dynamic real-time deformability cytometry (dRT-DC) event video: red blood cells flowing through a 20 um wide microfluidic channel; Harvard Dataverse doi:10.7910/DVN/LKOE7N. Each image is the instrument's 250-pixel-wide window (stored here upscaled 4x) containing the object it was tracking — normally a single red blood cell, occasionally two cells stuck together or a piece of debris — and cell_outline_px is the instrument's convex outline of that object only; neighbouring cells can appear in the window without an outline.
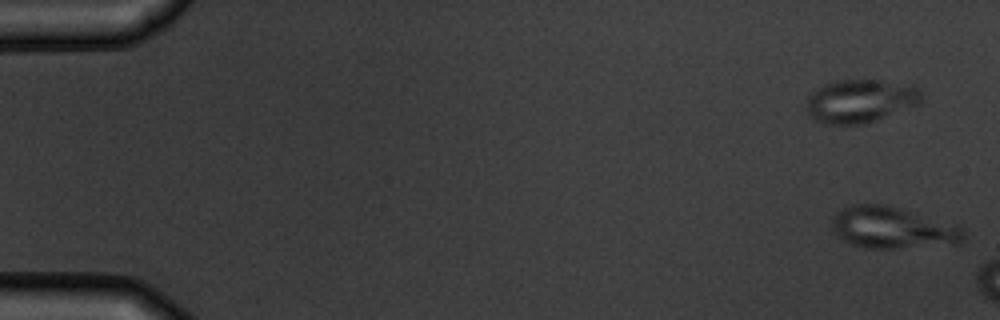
{"species": "common noctule bat (a hibernating species)", "species_latin": "Nyctalus noctula", "temperature_condition": "warm", "stored_images_in_passage": 4, "camera_frame_rate_fps": 3000, "um_per_image_px": 0.085, "animal": {"sex": "male", "body_mass_g": 19.5, "forearm_length_mm": 54.6}, "frame": {"image": 1, "passage_image": 1, "time_ms": 0.0, "image_size_px": [1000, 320], "cell_outline_px": [[968, 236], [960, 244], [896, 248], [864, 248], [852, 244], [844, 240], [832, 228], [832, 220], [836, 212], [852, 204], [884, 204], [900, 208], [960, 224], [964, 228]], "centroid_in_image_um": [75.99, 19.36], "position_along_channel_um": 9.0, "area_um2": 32.43}}